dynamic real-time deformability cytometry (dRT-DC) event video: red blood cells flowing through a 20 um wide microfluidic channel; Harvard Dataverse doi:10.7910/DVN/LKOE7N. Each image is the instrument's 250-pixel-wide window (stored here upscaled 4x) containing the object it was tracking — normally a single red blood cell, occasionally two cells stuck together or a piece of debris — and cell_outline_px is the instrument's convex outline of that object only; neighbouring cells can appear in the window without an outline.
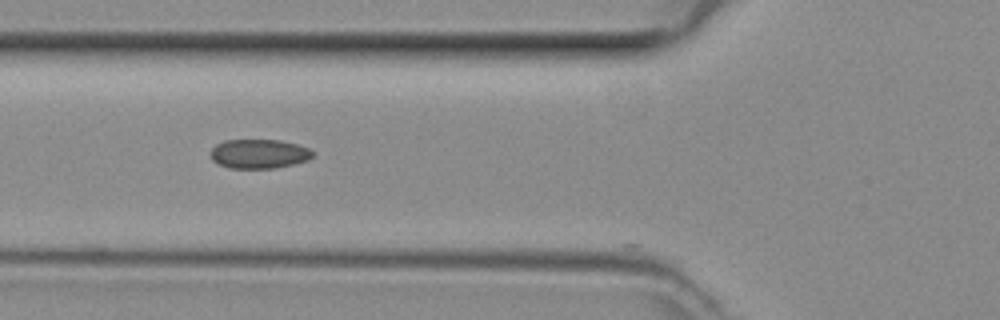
{"species": "common noctule bat (a hibernating species)", "species_latin": "Nyctalus noctula", "temperature_condition": "room temperature", "stored_images_in_passage": 26, "camera_frame_rate_fps": 3000, "um_per_image_px": 0.085, "animal": {"sex": "female", "body_mass_g": 29.2, "forearm_length_mm": 56.3}, "frame": {"image": 1, "passage_image": 2, "time_ms": 0.333, "image_size_px": [1000, 320], "cell_outline_px": [[316, 152], [308, 160], [276, 168], [228, 168], [212, 160], [208, 152], [216, 144], [224, 140], [280, 140], [296, 144], [308, 148]], "centroid_in_image_um": [21.99, 13.07], "position_along_channel_um": 103.8, "area_um2": 17.51}}
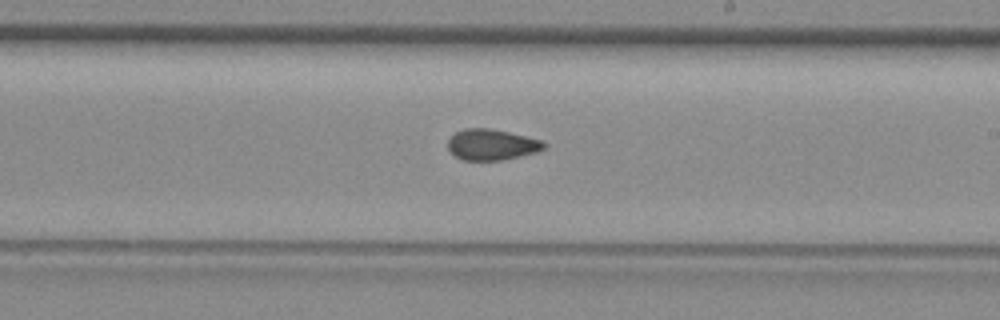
{"frame": {"image": 2, "passage_image": 12, "time_ms": 3.667, "image_size_px": [1000, 320], "cell_outline_px": [[548, 144], [544, 148], [536, 152], [500, 160], [464, 160], [456, 156], [448, 148], [448, 140], [456, 132], [464, 128], [488, 128], [508, 132], [544, 140]], "centroid_in_image_um": [41.82, 12.28], "position_along_channel_um": 247.2, "area_um2": 17.17}}
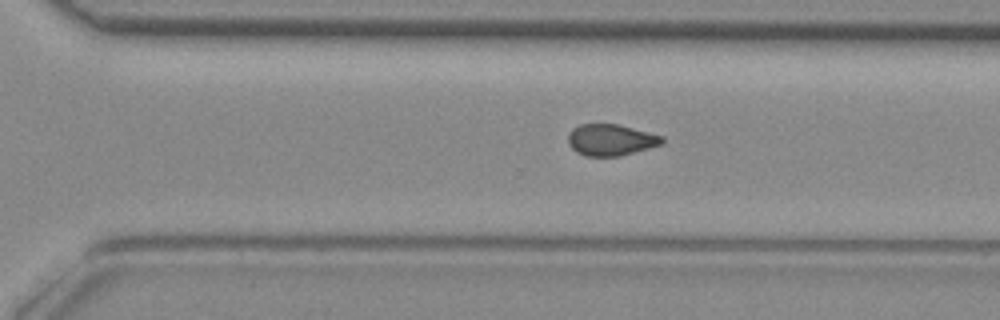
{"frame": {"image": 3, "passage_image": 17, "time_ms": 5.333, "image_size_px": [1000, 320], "cell_outline_px": [[664, 144], [620, 156], [584, 156], [576, 152], [568, 144], [568, 136], [572, 128], [580, 124], [616, 124], [664, 136]], "centroid_in_image_um": [51.92, 11.9], "position_along_channel_um": 318.7, "area_um2": 17.28}}